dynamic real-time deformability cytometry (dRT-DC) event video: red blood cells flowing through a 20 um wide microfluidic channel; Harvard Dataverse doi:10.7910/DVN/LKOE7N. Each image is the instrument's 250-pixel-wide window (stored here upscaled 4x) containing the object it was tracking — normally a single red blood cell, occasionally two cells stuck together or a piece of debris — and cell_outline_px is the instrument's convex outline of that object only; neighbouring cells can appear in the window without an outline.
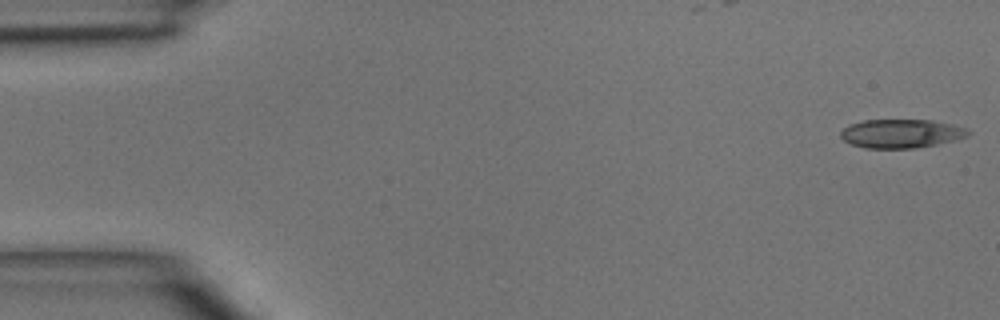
{"species": "common noctule bat (a hibernating species)", "species_latin": "Nyctalus noctula", "temperature_condition": "room temperature", "stored_images_in_passage": 3, "camera_frame_rate_fps": 3000, "um_per_image_px": 0.085, "animal": {"sex": "male", "body_mass_g": 15.6}, "frame": {"image": 1, "passage_image": 1, "time_ms": 0.0, "image_size_px": [1000, 320], "cell_outline_px": [[972, 132], [968, 136], [956, 140], [916, 148], [864, 148], [852, 144], [844, 140], [840, 136], [840, 132], [848, 124], [864, 120], [932, 120], [952, 124], [964, 128]], "centroid_in_image_um": [76.6, 11.35], "position_along_channel_um": 8.4, "area_um2": 21.39}}